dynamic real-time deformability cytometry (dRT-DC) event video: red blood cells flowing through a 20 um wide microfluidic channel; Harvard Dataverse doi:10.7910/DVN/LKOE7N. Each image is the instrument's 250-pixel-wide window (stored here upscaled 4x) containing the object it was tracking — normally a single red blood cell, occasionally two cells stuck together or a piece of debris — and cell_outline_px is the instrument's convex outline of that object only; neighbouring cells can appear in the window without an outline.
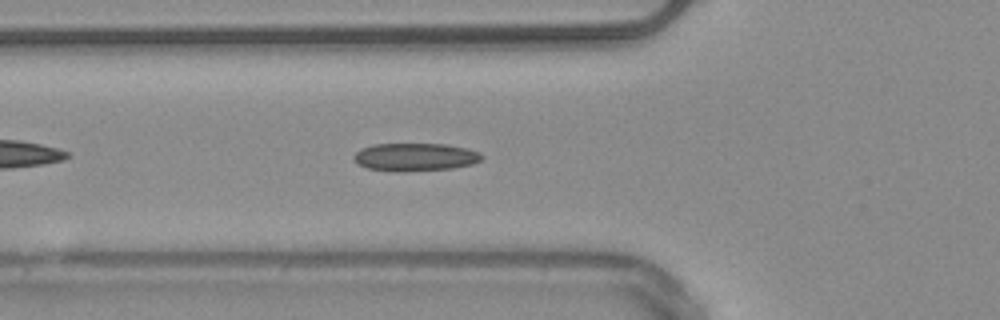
{"species": "common noctule bat (a hibernating species)", "species_latin": "Nyctalus noctula", "temperature_condition": "warm", "stored_images_in_passage": 40, "camera_frame_rate_fps": 3000, "um_per_image_px": 0.085, "animal": {"sex": "male", "body_mass_g": 20.4}, "frame": {"image": 1, "passage_image": 7, "time_ms": 2.0, "image_size_px": [1000, 320], "cell_outline_px": [[484, 156], [480, 160], [472, 164], [452, 168], [404, 172], [392, 172], [368, 168], [352, 160], [352, 156], [360, 148], [372, 144], [448, 144], [468, 148], [480, 152]], "centroid_in_image_um": [35.27, 13.35], "position_along_channel_um": 90.5, "area_um2": 21.15}, "authors_computed_cell_mechanics": {"area_um2": 19.7387, "velocity_mm_per_s": 4.025, "shape_relaxation_time_tau1_ms": null, "shape_relaxation_time_tau2_ms": 4.9921, "deformation_change_tau1": null, "deformation_change_tau2": 0.1355}}